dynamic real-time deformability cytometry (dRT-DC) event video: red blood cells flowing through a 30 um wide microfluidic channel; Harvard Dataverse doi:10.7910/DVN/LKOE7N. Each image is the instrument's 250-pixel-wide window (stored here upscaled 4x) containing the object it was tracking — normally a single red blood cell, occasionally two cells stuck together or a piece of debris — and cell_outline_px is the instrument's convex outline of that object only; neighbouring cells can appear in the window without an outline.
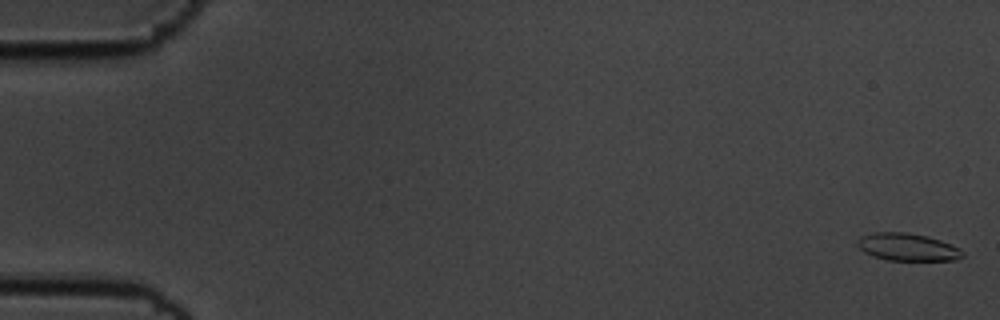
{"species": "common noctule bat (a hibernating species)", "species_latin": "Nyctalus noctula", "temperature_condition": "cold", "stored_images_in_passage": 58, "camera_frame_rate_fps": 3000, "um_per_image_px": 0.085, "animal": {"sex": "male", "body_mass_g": 19.5, "forearm_length_mm": 54.6}, "frame": {"image": 1, "passage_image": 2, "time_ms": 0.333, "image_size_px": [1000, 320], "cell_outline_px": [[964, 256], [956, 260], [888, 260], [872, 256], [864, 252], [856, 244], [856, 240], [860, 236], [872, 232], [908, 232], [928, 236], [940, 240], [960, 248], [964, 252]], "centroid_in_image_um": [77.12, 20.99], "position_along_channel_um": 7.9, "area_um2": 17.05}}
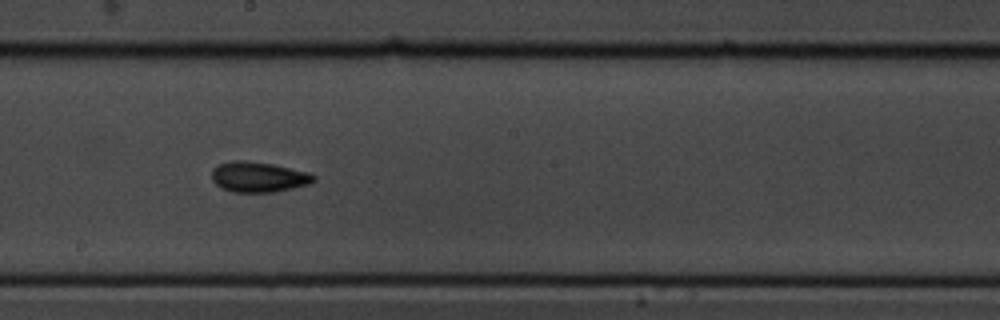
{"frame": {"image": 2, "passage_image": 33, "time_ms": 10.667, "image_size_px": [1000, 320], "cell_outline_px": [[316, 180], [308, 184], [292, 188], [272, 192], [232, 192], [220, 188], [212, 180], [212, 168], [216, 164], [232, 160], [244, 160], [272, 164], [308, 172], [316, 176]], "centroid_in_image_um": [21.92, 15.03], "position_along_channel_um": 226.3, "area_um2": 18.15}}
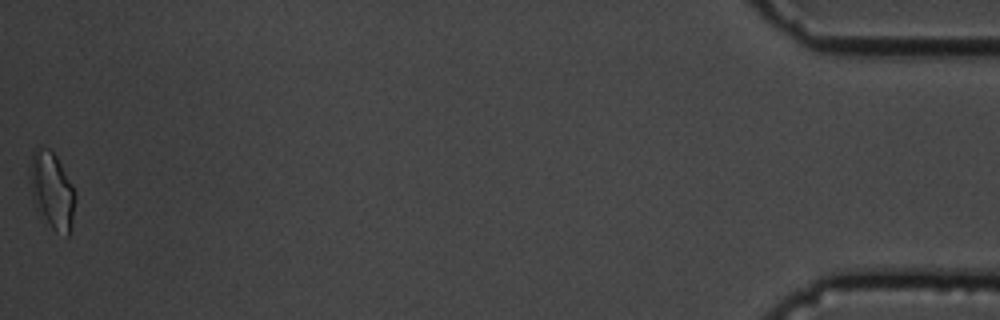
{"frame": {"image": 3, "passage_image": 58, "time_ms": 19.0, "image_size_px": [1000, 320], "cell_outline_px": [[76, 200], [72, 228], [68, 236], [56, 232], [40, 216], [32, 200], [28, 172], [32, 152], [36, 148], [48, 148], [56, 156], [72, 184], [76, 192]], "centroid_in_image_um": [4.41, 16.22], "position_along_channel_um": 430.8, "area_um2": 20.75}, "authors_computed_cell_mechanics": {"area_um2": 17.2822, "velocity_mm_per_s": 3.5472, "shape_relaxation_time_tau1_ms": 2.9594, "shape_relaxation_time_tau2_ms": 2.5268, "deformation_change_tau1": 0.105, "deformation_change_tau2": 0.0848}}